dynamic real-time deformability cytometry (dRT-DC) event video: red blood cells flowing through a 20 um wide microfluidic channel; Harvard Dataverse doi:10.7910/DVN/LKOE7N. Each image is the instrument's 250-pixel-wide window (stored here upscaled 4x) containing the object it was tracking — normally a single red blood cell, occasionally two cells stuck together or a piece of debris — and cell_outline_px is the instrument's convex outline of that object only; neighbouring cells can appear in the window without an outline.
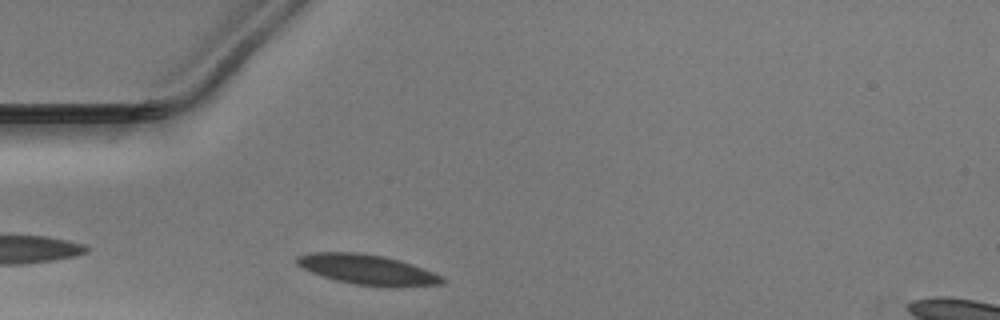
{"species": "Egyptian fruit bat (a non-hibernating species)", "species_latin": "Rousettus aegyptiacus", "temperature_condition": "warm", "stored_images_in_passage": 26, "camera_frame_rate_fps": 3000, "um_per_image_px": 0.085, "animal": {"sex": "male"}, "frame": {"image": 1, "passage_image": 2, "time_ms": 0.333, "image_size_px": [1000, 320], "cell_outline_px": [[444, 284], [396, 288], [384, 288], [356, 284], [336, 280], [312, 272], [296, 264], [296, 256], [312, 252], [360, 252], [384, 256], [400, 260], [412, 264], [432, 272], [440, 276], [444, 280]], "centroid_in_image_um": [31.26, 22.93], "position_along_channel_um": 53.7, "area_um2": 25.66}}
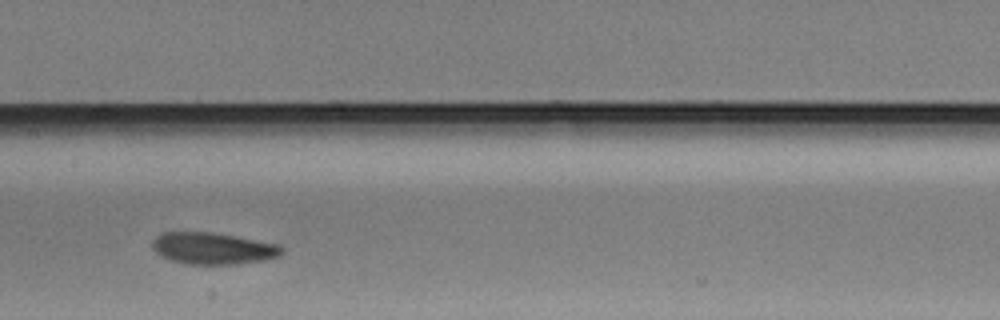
{"frame": {"image": 2, "passage_image": 13, "time_ms": 4.0, "image_size_px": [1000, 320], "cell_outline_px": [[284, 252], [280, 256], [264, 260], [240, 264], [184, 264], [160, 256], [152, 248], [152, 240], [156, 236], [164, 232], [212, 232], [276, 244], [284, 248]], "centroid_in_image_um": [18.08, 21.12], "position_along_channel_um": 189.3, "area_um2": 23.93}}
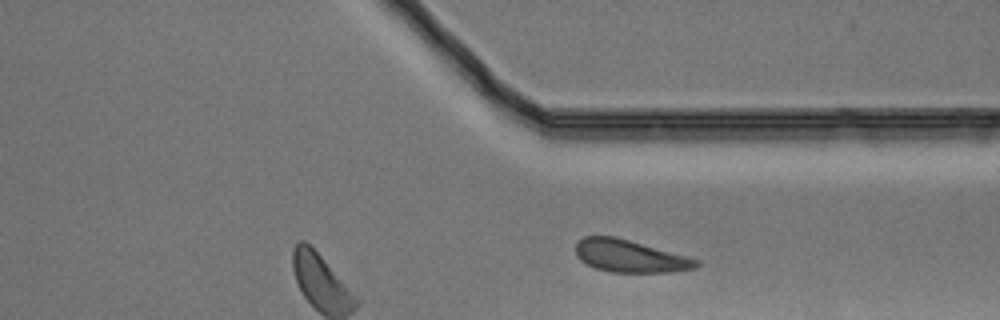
{"frame": {"image": 3, "passage_image": 26, "time_ms": 8.333, "image_size_px": [1000, 320], "cell_outline_px": [[700, 264], [696, 268], [672, 272], [612, 272], [596, 268], [580, 260], [576, 256], [576, 244], [584, 236], [612, 236], [628, 240], [700, 260]], "centroid_in_image_um": [53.54, 21.78], "position_along_channel_um": 357.9, "area_um2": 22.43}}